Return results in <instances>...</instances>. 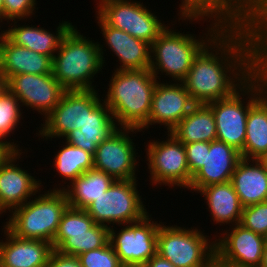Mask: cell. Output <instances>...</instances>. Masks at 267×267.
<instances>
[{
  "instance_id": "obj_6",
  "label": "cell",
  "mask_w": 267,
  "mask_h": 267,
  "mask_svg": "<svg viewBox=\"0 0 267 267\" xmlns=\"http://www.w3.org/2000/svg\"><path fill=\"white\" fill-rule=\"evenodd\" d=\"M197 228L160 224L157 254L175 267H210L215 260V241Z\"/></svg>"
},
{
  "instance_id": "obj_23",
  "label": "cell",
  "mask_w": 267,
  "mask_h": 267,
  "mask_svg": "<svg viewBox=\"0 0 267 267\" xmlns=\"http://www.w3.org/2000/svg\"><path fill=\"white\" fill-rule=\"evenodd\" d=\"M117 126L110 108L103 101L93 111H87L86 122L80 129L72 130L64 138L67 143L94 156L97 146L106 140Z\"/></svg>"
},
{
  "instance_id": "obj_25",
  "label": "cell",
  "mask_w": 267,
  "mask_h": 267,
  "mask_svg": "<svg viewBox=\"0 0 267 267\" xmlns=\"http://www.w3.org/2000/svg\"><path fill=\"white\" fill-rule=\"evenodd\" d=\"M17 21L12 20L14 25L9 26L8 29L2 31L14 44L28 48L34 52H38L45 56L54 57L55 53L60 47L61 41L68 31L73 27L69 21H62L56 28V33H50L47 29L31 27L19 24ZM16 23V24H15Z\"/></svg>"
},
{
  "instance_id": "obj_32",
  "label": "cell",
  "mask_w": 267,
  "mask_h": 267,
  "mask_svg": "<svg viewBox=\"0 0 267 267\" xmlns=\"http://www.w3.org/2000/svg\"><path fill=\"white\" fill-rule=\"evenodd\" d=\"M110 228L95 224L87 234L70 235L56 250L68 255L78 256L84 252L98 249L109 243Z\"/></svg>"
},
{
  "instance_id": "obj_2",
  "label": "cell",
  "mask_w": 267,
  "mask_h": 267,
  "mask_svg": "<svg viewBox=\"0 0 267 267\" xmlns=\"http://www.w3.org/2000/svg\"><path fill=\"white\" fill-rule=\"evenodd\" d=\"M105 99L116 124L140 129L149 118L152 94L158 82L150 69L114 70Z\"/></svg>"
},
{
  "instance_id": "obj_11",
  "label": "cell",
  "mask_w": 267,
  "mask_h": 267,
  "mask_svg": "<svg viewBox=\"0 0 267 267\" xmlns=\"http://www.w3.org/2000/svg\"><path fill=\"white\" fill-rule=\"evenodd\" d=\"M97 90H66L60 102L41 123L38 136L48 140L64 137L86 122L87 111H93L102 101Z\"/></svg>"
},
{
  "instance_id": "obj_13",
  "label": "cell",
  "mask_w": 267,
  "mask_h": 267,
  "mask_svg": "<svg viewBox=\"0 0 267 267\" xmlns=\"http://www.w3.org/2000/svg\"><path fill=\"white\" fill-rule=\"evenodd\" d=\"M141 132L135 128L118 127L101 142L93 156V168L112 176L115 180L136 179L137 155L135 143L129 133Z\"/></svg>"
},
{
  "instance_id": "obj_33",
  "label": "cell",
  "mask_w": 267,
  "mask_h": 267,
  "mask_svg": "<svg viewBox=\"0 0 267 267\" xmlns=\"http://www.w3.org/2000/svg\"><path fill=\"white\" fill-rule=\"evenodd\" d=\"M95 225L94 220L85 209H76L68 206L62 215L57 232L52 242L57 249L70 235L87 234V231Z\"/></svg>"
},
{
  "instance_id": "obj_8",
  "label": "cell",
  "mask_w": 267,
  "mask_h": 267,
  "mask_svg": "<svg viewBox=\"0 0 267 267\" xmlns=\"http://www.w3.org/2000/svg\"><path fill=\"white\" fill-rule=\"evenodd\" d=\"M246 94L248 97L245 99L249 98L247 104L241 97ZM255 102L256 72L231 96L208 103L215 118L217 140L231 145L241 152L246 139L248 110Z\"/></svg>"
},
{
  "instance_id": "obj_17",
  "label": "cell",
  "mask_w": 267,
  "mask_h": 267,
  "mask_svg": "<svg viewBox=\"0 0 267 267\" xmlns=\"http://www.w3.org/2000/svg\"><path fill=\"white\" fill-rule=\"evenodd\" d=\"M179 6L181 20L209 18L222 28L262 27L236 0H182Z\"/></svg>"
},
{
  "instance_id": "obj_36",
  "label": "cell",
  "mask_w": 267,
  "mask_h": 267,
  "mask_svg": "<svg viewBox=\"0 0 267 267\" xmlns=\"http://www.w3.org/2000/svg\"><path fill=\"white\" fill-rule=\"evenodd\" d=\"M36 4V0H3L2 21L27 20L34 14Z\"/></svg>"
},
{
  "instance_id": "obj_7",
  "label": "cell",
  "mask_w": 267,
  "mask_h": 267,
  "mask_svg": "<svg viewBox=\"0 0 267 267\" xmlns=\"http://www.w3.org/2000/svg\"><path fill=\"white\" fill-rule=\"evenodd\" d=\"M136 182V179L115 180L102 195L87 206L85 211L95 224L108 228L113 227L114 224L125 226L148 214Z\"/></svg>"
},
{
  "instance_id": "obj_26",
  "label": "cell",
  "mask_w": 267,
  "mask_h": 267,
  "mask_svg": "<svg viewBox=\"0 0 267 267\" xmlns=\"http://www.w3.org/2000/svg\"><path fill=\"white\" fill-rule=\"evenodd\" d=\"M205 197L210 215L216 224L240 223L243 206L236 194L232 182L208 185L198 191Z\"/></svg>"
},
{
  "instance_id": "obj_35",
  "label": "cell",
  "mask_w": 267,
  "mask_h": 267,
  "mask_svg": "<svg viewBox=\"0 0 267 267\" xmlns=\"http://www.w3.org/2000/svg\"><path fill=\"white\" fill-rule=\"evenodd\" d=\"M240 224L267 238V201L243 207Z\"/></svg>"
},
{
  "instance_id": "obj_42",
  "label": "cell",
  "mask_w": 267,
  "mask_h": 267,
  "mask_svg": "<svg viewBox=\"0 0 267 267\" xmlns=\"http://www.w3.org/2000/svg\"><path fill=\"white\" fill-rule=\"evenodd\" d=\"M259 267H267V242L265 243V246L263 249V256H262L261 264Z\"/></svg>"
},
{
  "instance_id": "obj_28",
  "label": "cell",
  "mask_w": 267,
  "mask_h": 267,
  "mask_svg": "<svg viewBox=\"0 0 267 267\" xmlns=\"http://www.w3.org/2000/svg\"><path fill=\"white\" fill-rule=\"evenodd\" d=\"M115 181V179L105 172L92 168L75 180L70 182V186L59 188L67 196L68 205L76 209H86L87 206L100 195H102Z\"/></svg>"
},
{
  "instance_id": "obj_24",
  "label": "cell",
  "mask_w": 267,
  "mask_h": 267,
  "mask_svg": "<svg viewBox=\"0 0 267 267\" xmlns=\"http://www.w3.org/2000/svg\"><path fill=\"white\" fill-rule=\"evenodd\" d=\"M231 182L243 207L267 201V168L260 159L241 158Z\"/></svg>"
},
{
  "instance_id": "obj_34",
  "label": "cell",
  "mask_w": 267,
  "mask_h": 267,
  "mask_svg": "<svg viewBox=\"0 0 267 267\" xmlns=\"http://www.w3.org/2000/svg\"><path fill=\"white\" fill-rule=\"evenodd\" d=\"M82 267H123L110 242L101 248L77 256Z\"/></svg>"
},
{
  "instance_id": "obj_16",
  "label": "cell",
  "mask_w": 267,
  "mask_h": 267,
  "mask_svg": "<svg viewBox=\"0 0 267 267\" xmlns=\"http://www.w3.org/2000/svg\"><path fill=\"white\" fill-rule=\"evenodd\" d=\"M20 151H0V212H11L22 206L32 196H36L43 186L26 170L22 169L17 159L22 156ZM21 155V156H20ZM16 164V165H15ZM19 166V167H18Z\"/></svg>"
},
{
  "instance_id": "obj_21",
  "label": "cell",
  "mask_w": 267,
  "mask_h": 267,
  "mask_svg": "<svg viewBox=\"0 0 267 267\" xmlns=\"http://www.w3.org/2000/svg\"><path fill=\"white\" fill-rule=\"evenodd\" d=\"M52 58L14 44L0 32V76L6 81L17 74H50Z\"/></svg>"
},
{
  "instance_id": "obj_18",
  "label": "cell",
  "mask_w": 267,
  "mask_h": 267,
  "mask_svg": "<svg viewBox=\"0 0 267 267\" xmlns=\"http://www.w3.org/2000/svg\"><path fill=\"white\" fill-rule=\"evenodd\" d=\"M195 105L183 82H157L152 94L151 110L148 121L139 129H148L150 125H165L171 132Z\"/></svg>"
},
{
  "instance_id": "obj_22",
  "label": "cell",
  "mask_w": 267,
  "mask_h": 267,
  "mask_svg": "<svg viewBox=\"0 0 267 267\" xmlns=\"http://www.w3.org/2000/svg\"><path fill=\"white\" fill-rule=\"evenodd\" d=\"M6 241H0V267H46L54 250L52 243L21 239L3 226Z\"/></svg>"
},
{
  "instance_id": "obj_1",
  "label": "cell",
  "mask_w": 267,
  "mask_h": 267,
  "mask_svg": "<svg viewBox=\"0 0 267 267\" xmlns=\"http://www.w3.org/2000/svg\"><path fill=\"white\" fill-rule=\"evenodd\" d=\"M266 61V29L223 28L194 58L182 82L195 104H208L231 96Z\"/></svg>"
},
{
  "instance_id": "obj_38",
  "label": "cell",
  "mask_w": 267,
  "mask_h": 267,
  "mask_svg": "<svg viewBox=\"0 0 267 267\" xmlns=\"http://www.w3.org/2000/svg\"><path fill=\"white\" fill-rule=\"evenodd\" d=\"M264 29L267 30V0H236Z\"/></svg>"
},
{
  "instance_id": "obj_4",
  "label": "cell",
  "mask_w": 267,
  "mask_h": 267,
  "mask_svg": "<svg viewBox=\"0 0 267 267\" xmlns=\"http://www.w3.org/2000/svg\"><path fill=\"white\" fill-rule=\"evenodd\" d=\"M212 23L205 33L206 37L200 39H196L194 34L176 32L167 26L151 44L149 69L153 75L160 80L158 74L161 71L162 75L165 73L172 77L174 82H182L194 58L223 29L216 22Z\"/></svg>"
},
{
  "instance_id": "obj_45",
  "label": "cell",
  "mask_w": 267,
  "mask_h": 267,
  "mask_svg": "<svg viewBox=\"0 0 267 267\" xmlns=\"http://www.w3.org/2000/svg\"><path fill=\"white\" fill-rule=\"evenodd\" d=\"M262 163L265 165V167L267 168V154H265L261 159Z\"/></svg>"
},
{
  "instance_id": "obj_12",
  "label": "cell",
  "mask_w": 267,
  "mask_h": 267,
  "mask_svg": "<svg viewBox=\"0 0 267 267\" xmlns=\"http://www.w3.org/2000/svg\"><path fill=\"white\" fill-rule=\"evenodd\" d=\"M149 213L142 219L125 224L117 231L110 227L109 242L123 266L145 265L157 254L159 224L152 221Z\"/></svg>"
},
{
  "instance_id": "obj_20",
  "label": "cell",
  "mask_w": 267,
  "mask_h": 267,
  "mask_svg": "<svg viewBox=\"0 0 267 267\" xmlns=\"http://www.w3.org/2000/svg\"><path fill=\"white\" fill-rule=\"evenodd\" d=\"M96 15L98 26L105 38L103 41L118 57L119 64H122L116 70L149 69L151 45L123 30L109 26L98 14Z\"/></svg>"
},
{
  "instance_id": "obj_3",
  "label": "cell",
  "mask_w": 267,
  "mask_h": 267,
  "mask_svg": "<svg viewBox=\"0 0 267 267\" xmlns=\"http://www.w3.org/2000/svg\"><path fill=\"white\" fill-rule=\"evenodd\" d=\"M86 38L73 26L52 58V74L66 90H94L93 78L105 65L103 45Z\"/></svg>"
},
{
  "instance_id": "obj_5",
  "label": "cell",
  "mask_w": 267,
  "mask_h": 267,
  "mask_svg": "<svg viewBox=\"0 0 267 267\" xmlns=\"http://www.w3.org/2000/svg\"><path fill=\"white\" fill-rule=\"evenodd\" d=\"M50 190L13 209L5 227L18 238L52 243L69 205L63 190Z\"/></svg>"
},
{
  "instance_id": "obj_39",
  "label": "cell",
  "mask_w": 267,
  "mask_h": 267,
  "mask_svg": "<svg viewBox=\"0 0 267 267\" xmlns=\"http://www.w3.org/2000/svg\"><path fill=\"white\" fill-rule=\"evenodd\" d=\"M256 102L267 115V61L256 71Z\"/></svg>"
},
{
  "instance_id": "obj_37",
  "label": "cell",
  "mask_w": 267,
  "mask_h": 267,
  "mask_svg": "<svg viewBox=\"0 0 267 267\" xmlns=\"http://www.w3.org/2000/svg\"><path fill=\"white\" fill-rule=\"evenodd\" d=\"M187 164L191 177L204 165L206 149H210V142H192L184 144Z\"/></svg>"
},
{
  "instance_id": "obj_14",
  "label": "cell",
  "mask_w": 267,
  "mask_h": 267,
  "mask_svg": "<svg viewBox=\"0 0 267 267\" xmlns=\"http://www.w3.org/2000/svg\"><path fill=\"white\" fill-rule=\"evenodd\" d=\"M231 228L215 239V260L228 267H259L267 238L240 223Z\"/></svg>"
},
{
  "instance_id": "obj_31",
  "label": "cell",
  "mask_w": 267,
  "mask_h": 267,
  "mask_svg": "<svg viewBox=\"0 0 267 267\" xmlns=\"http://www.w3.org/2000/svg\"><path fill=\"white\" fill-rule=\"evenodd\" d=\"M20 105L16 96L6 88L0 92V151H20L19 145L5 141L20 123L22 117Z\"/></svg>"
},
{
  "instance_id": "obj_40",
  "label": "cell",
  "mask_w": 267,
  "mask_h": 267,
  "mask_svg": "<svg viewBox=\"0 0 267 267\" xmlns=\"http://www.w3.org/2000/svg\"><path fill=\"white\" fill-rule=\"evenodd\" d=\"M46 267H82L79 258L54 249Z\"/></svg>"
},
{
  "instance_id": "obj_46",
  "label": "cell",
  "mask_w": 267,
  "mask_h": 267,
  "mask_svg": "<svg viewBox=\"0 0 267 267\" xmlns=\"http://www.w3.org/2000/svg\"><path fill=\"white\" fill-rule=\"evenodd\" d=\"M2 6H3V0H0V23L2 22Z\"/></svg>"
},
{
  "instance_id": "obj_27",
  "label": "cell",
  "mask_w": 267,
  "mask_h": 267,
  "mask_svg": "<svg viewBox=\"0 0 267 267\" xmlns=\"http://www.w3.org/2000/svg\"><path fill=\"white\" fill-rule=\"evenodd\" d=\"M171 133L183 144L217 140L216 123L208 104H195Z\"/></svg>"
},
{
  "instance_id": "obj_43",
  "label": "cell",
  "mask_w": 267,
  "mask_h": 267,
  "mask_svg": "<svg viewBox=\"0 0 267 267\" xmlns=\"http://www.w3.org/2000/svg\"><path fill=\"white\" fill-rule=\"evenodd\" d=\"M210 267H228V266H225V265L219 263L218 261L214 260V262L211 264Z\"/></svg>"
},
{
  "instance_id": "obj_29",
  "label": "cell",
  "mask_w": 267,
  "mask_h": 267,
  "mask_svg": "<svg viewBox=\"0 0 267 267\" xmlns=\"http://www.w3.org/2000/svg\"><path fill=\"white\" fill-rule=\"evenodd\" d=\"M240 154L246 159H261L267 154V115L257 102L248 110L246 139Z\"/></svg>"
},
{
  "instance_id": "obj_15",
  "label": "cell",
  "mask_w": 267,
  "mask_h": 267,
  "mask_svg": "<svg viewBox=\"0 0 267 267\" xmlns=\"http://www.w3.org/2000/svg\"><path fill=\"white\" fill-rule=\"evenodd\" d=\"M5 88L16 96L21 107L33 108L44 118L60 102L66 89L53 74H17L5 81Z\"/></svg>"
},
{
  "instance_id": "obj_41",
  "label": "cell",
  "mask_w": 267,
  "mask_h": 267,
  "mask_svg": "<svg viewBox=\"0 0 267 267\" xmlns=\"http://www.w3.org/2000/svg\"><path fill=\"white\" fill-rule=\"evenodd\" d=\"M146 267H175L170 261L160 257L158 254L154 255L146 264Z\"/></svg>"
},
{
  "instance_id": "obj_44",
  "label": "cell",
  "mask_w": 267,
  "mask_h": 267,
  "mask_svg": "<svg viewBox=\"0 0 267 267\" xmlns=\"http://www.w3.org/2000/svg\"><path fill=\"white\" fill-rule=\"evenodd\" d=\"M5 88V80L0 76V92Z\"/></svg>"
},
{
  "instance_id": "obj_30",
  "label": "cell",
  "mask_w": 267,
  "mask_h": 267,
  "mask_svg": "<svg viewBox=\"0 0 267 267\" xmlns=\"http://www.w3.org/2000/svg\"><path fill=\"white\" fill-rule=\"evenodd\" d=\"M54 157V168L64 179L72 182L93 168V155L65 141ZM71 180V181H70Z\"/></svg>"
},
{
  "instance_id": "obj_9",
  "label": "cell",
  "mask_w": 267,
  "mask_h": 267,
  "mask_svg": "<svg viewBox=\"0 0 267 267\" xmlns=\"http://www.w3.org/2000/svg\"><path fill=\"white\" fill-rule=\"evenodd\" d=\"M99 0L96 13L109 25L150 45L167 27L143 2ZM99 4V5H98Z\"/></svg>"
},
{
  "instance_id": "obj_19",
  "label": "cell",
  "mask_w": 267,
  "mask_h": 267,
  "mask_svg": "<svg viewBox=\"0 0 267 267\" xmlns=\"http://www.w3.org/2000/svg\"><path fill=\"white\" fill-rule=\"evenodd\" d=\"M241 158L240 152L233 146L219 140L210 142L204 165L192 176L188 189L198 192L208 185L231 181Z\"/></svg>"
},
{
  "instance_id": "obj_47",
  "label": "cell",
  "mask_w": 267,
  "mask_h": 267,
  "mask_svg": "<svg viewBox=\"0 0 267 267\" xmlns=\"http://www.w3.org/2000/svg\"><path fill=\"white\" fill-rule=\"evenodd\" d=\"M125 267H146L145 265H130V266H125Z\"/></svg>"
},
{
  "instance_id": "obj_10",
  "label": "cell",
  "mask_w": 267,
  "mask_h": 267,
  "mask_svg": "<svg viewBox=\"0 0 267 267\" xmlns=\"http://www.w3.org/2000/svg\"><path fill=\"white\" fill-rule=\"evenodd\" d=\"M167 135L166 141L152 140L146 145V161H148L151 183L156 186L160 184L188 189L192 177L184 144L171 132Z\"/></svg>"
}]
</instances>
